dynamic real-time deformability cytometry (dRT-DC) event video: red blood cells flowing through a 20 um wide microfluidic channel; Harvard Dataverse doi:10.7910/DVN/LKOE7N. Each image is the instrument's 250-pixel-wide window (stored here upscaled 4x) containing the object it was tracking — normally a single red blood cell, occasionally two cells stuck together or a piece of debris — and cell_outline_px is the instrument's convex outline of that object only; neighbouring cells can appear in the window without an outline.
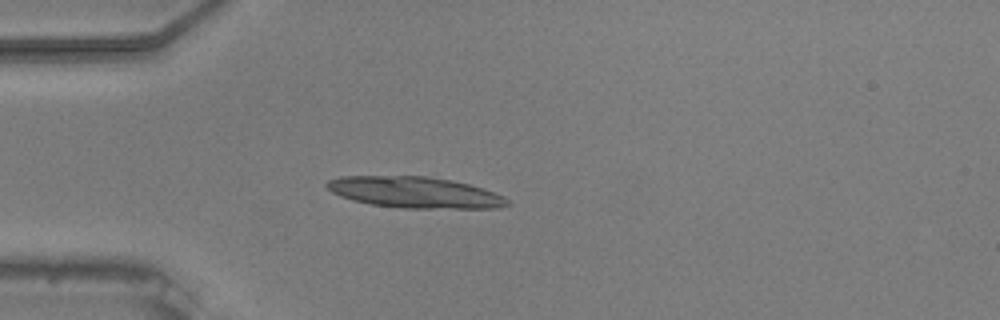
{"species": "common noctule bat (a hibernating species)", "species_latin": "Nyctalus noctula", "temperature_condition": "warm", "stored_images_in_passage": 6, "camera_frame_rate_fps": 3000, "um_per_image_px": 0.085, "animal": {"sex": "male", "body_mass_g": 20.5, "forearm_length_mm": 52.5}, "frame": {"image": 1, "passage_image": 1, "time_ms": 0.0, "image_size_px": [1000, 320], "cell_outline_px": [[512, 204], [500, 208], [400, 208], [372, 204], [352, 200], [340, 196], [332, 192], [324, 184], [328, 180], [340, 176], [428, 176], [452, 180], [484, 188], [504, 196]], "centroid_in_image_um": [35.28, 16.35], "position_along_channel_um": 49.7, "area_um2": 32.95}}